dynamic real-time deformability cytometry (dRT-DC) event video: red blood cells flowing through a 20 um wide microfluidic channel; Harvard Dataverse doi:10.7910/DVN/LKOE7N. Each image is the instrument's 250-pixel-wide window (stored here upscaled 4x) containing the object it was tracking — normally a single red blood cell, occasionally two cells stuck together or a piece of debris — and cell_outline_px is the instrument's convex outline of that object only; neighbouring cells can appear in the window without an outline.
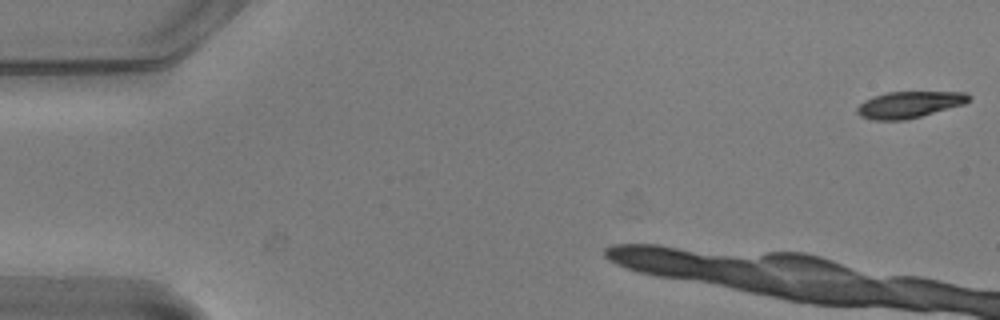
{"species": "common noctule bat (a hibernating species)", "species_latin": "Nyctalus noctula", "temperature_condition": "warm", "stored_images_in_passage": 14, "camera_frame_rate_fps": 3000, "um_per_image_px": 0.085, "animal": {"sex": "male", "body_mass_g": 20.5, "forearm_length_mm": 52.5}, "frame": {"image": 1, "passage_image": 1, "time_ms": 0.0, "image_size_px": [1000, 320], "cell_outline_px": [[972, 96], [964, 104], [908, 120], [872, 120], [860, 116], [856, 112], [856, 108], [864, 100], [872, 96], [888, 92], [968, 92]], "centroid_in_image_um": [77.27, 8.89], "position_along_channel_um": 7.7, "area_um2": 17.4}}